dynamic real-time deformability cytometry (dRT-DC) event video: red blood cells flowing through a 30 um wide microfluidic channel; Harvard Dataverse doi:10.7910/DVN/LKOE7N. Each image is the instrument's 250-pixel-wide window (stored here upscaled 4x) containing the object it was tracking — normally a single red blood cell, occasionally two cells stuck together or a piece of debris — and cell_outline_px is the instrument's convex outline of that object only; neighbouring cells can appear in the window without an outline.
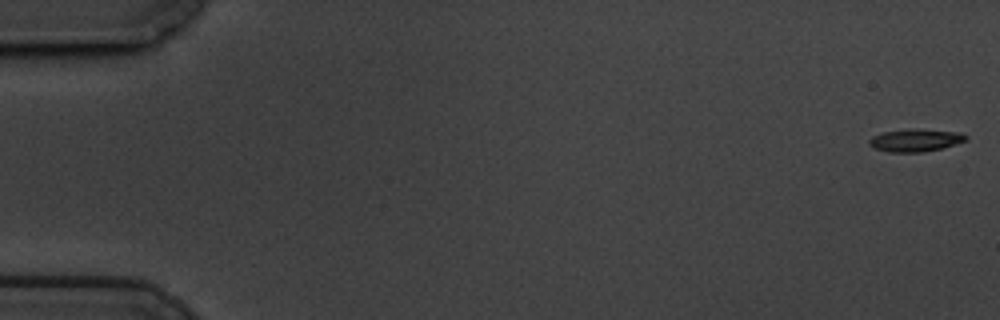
{"species": "common noctule bat (a hibernating species)", "species_latin": "Nyctalus noctula", "temperature_condition": "cold", "stored_images_in_passage": 11, "camera_frame_rate_fps": 3000, "um_per_image_px": 0.085, "animal": {"sex": "male", "body_mass_g": 19.5, "forearm_length_mm": 54.6}, "frame": {"image": 1, "passage_image": 1, "time_ms": 0.0, "image_size_px": [1000, 320], "cell_outline_px": [[968, 140], [940, 148], [924, 152], [888, 152], [876, 148], [868, 144], [868, 140], [872, 136], [884, 132], [912, 128], [956, 132], [968, 136]], "centroid_in_image_um": [77.79, 11.92], "position_along_channel_um": 7.2, "area_um2": 12.6}}